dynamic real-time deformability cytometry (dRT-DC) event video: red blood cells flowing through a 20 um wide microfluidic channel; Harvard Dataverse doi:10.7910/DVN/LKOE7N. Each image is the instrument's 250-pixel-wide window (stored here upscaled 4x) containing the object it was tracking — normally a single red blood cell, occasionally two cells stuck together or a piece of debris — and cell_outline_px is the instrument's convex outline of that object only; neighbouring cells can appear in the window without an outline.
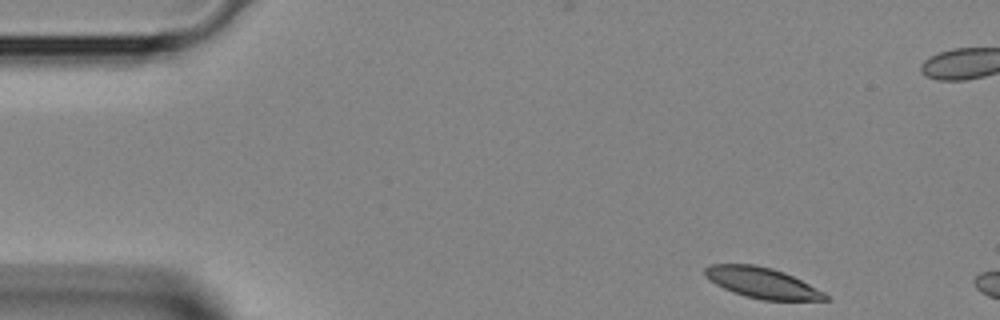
{"species": "Egyptian fruit bat (a non-hibernating species)", "species_latin": "Rousettus aegyptiacus", "temperature_condition": "room temperature", "stored_images_in_passage": 5, "camera_frame_rate_fps": 3000, "um_per_image_px": 0.085, "animal": {"sex": "female"}, "frame": {"image": 1, "passage_image": 1, "time_ms": 0.0, "image_size_px": [1000, 320], "cell_outline_px": [[832, 300], [764, 300], [744, 296], [732, 292], [716, 284], [704, 276], [704, 268], [712, 264], [756, 264], [772, 268], [784, 272], [824, 292]], "centroid_in_image_um": [64.76, 24.04], "position_along_channel_um": 20.2, "area_um2": 21.44}}